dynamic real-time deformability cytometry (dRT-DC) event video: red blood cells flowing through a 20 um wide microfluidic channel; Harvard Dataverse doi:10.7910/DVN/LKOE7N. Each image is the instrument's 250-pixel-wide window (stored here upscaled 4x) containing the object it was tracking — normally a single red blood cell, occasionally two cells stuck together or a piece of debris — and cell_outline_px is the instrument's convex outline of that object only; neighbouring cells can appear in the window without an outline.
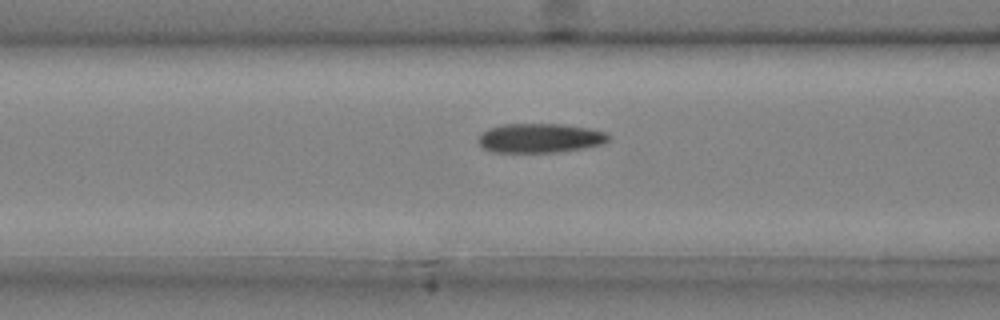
{"species": "common noctule bat (a hibernating species)", "species_latin": "Nyctalus noctula", "temperature_condition": "cold", "stored_images_in_passage": 45, "camera_frame_rate_fps": 3000, "um_per_image_px": 0.085, "animal": {"sex": "male", "body_mass_g": 20.4}, "frame": {"image": 1, "passage_image": 19, "time_ms": 6.0, "image_size_px": [1000, 320], "cell_outline_px": [[608, 140], [604, 144], [584, 148], [556, 152], [492, 152], [484, 148], [476, 140], [480, 132], [488, 128], [504, 124], [560, 124], [588, 128], [608, 132]], "centroid_in_image_um": [45.87, 11.73], "position_along_channel_um": 120.7, "area_um2": 22.37}}
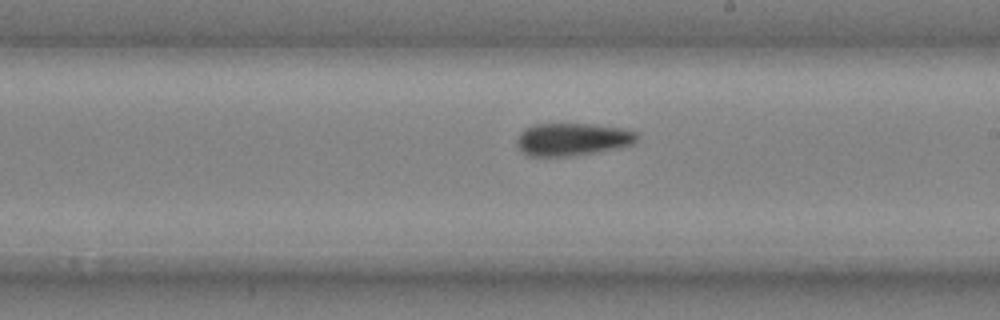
{"frame": {"image": 2, "passage_image": 28, "time_ms": 9.0, "image_size_px": [1000, 320], "cell_outline_px": [[640, 136], [636, 144], [620, 148], [572, 156], [528, 156], [516, 144], [516, 140], [520, 132], [524, 128], [536, 124], [588, 124], [620, 128], [636, 132]], "centroid_in_image_um": [48.69, 11.85], "position_along_channel_um": 240.3, "area_um2": 23.0}}
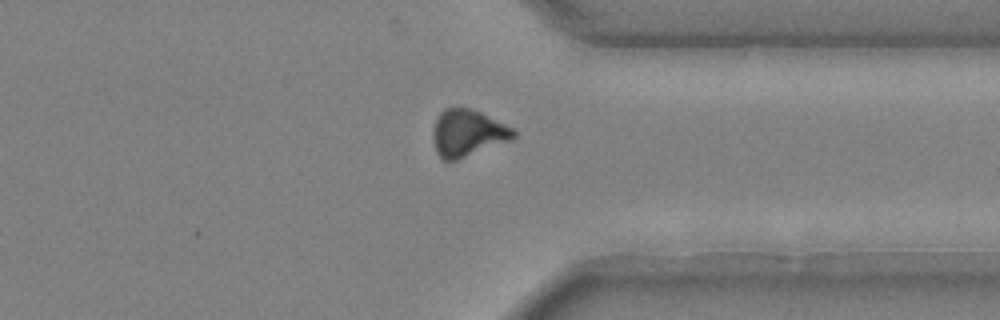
{"frame": {"image": 3, "passage_image": 38, "time_ms": 12.333, "image_size_px": [1000, 320], "cell_outline_px": [[516, 136], [512, 140], [456, 160], [444, 160], [436, 152], [432, 136], [436, 120], [440, 112], [444, 108], [468, 108], [480, 112], [512, 128], [516, 132]], "centroid_in_image_um": [39.74, 11.32], "position_along_channel_um": 371.7, "area_um2": 21.73}, "authors_computed_cell_mechanics": {"area_um2": 22.3108, "velocity_mm_per_s": 3.9922, "shape_relaxation_time_tau1_ms": 8.9398, "shape_relaxation_time_tau2_ms": null, "deformation_change_tau1": 0.1684, "deformation_change_tau2": null}}